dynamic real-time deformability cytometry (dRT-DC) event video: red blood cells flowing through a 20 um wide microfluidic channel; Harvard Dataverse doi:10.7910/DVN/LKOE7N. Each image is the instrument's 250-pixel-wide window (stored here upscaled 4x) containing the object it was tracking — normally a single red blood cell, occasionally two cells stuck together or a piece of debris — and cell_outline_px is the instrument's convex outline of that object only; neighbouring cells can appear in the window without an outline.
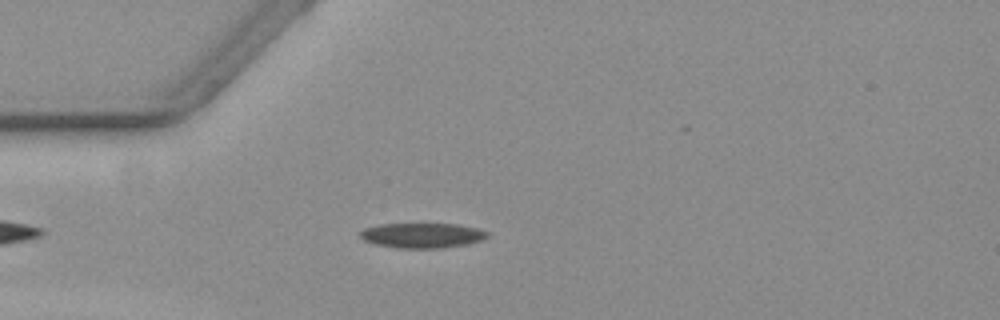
{"species": "common noctule bat (a hibernating species)", "species_latin": "Nyctalus noctula", "temperature_condition": "warm", "stored_images_in_passage": 49, "camera_frame_rate_fps": 3000, "um_per_image_px": 0.085, "animal": {"sex": "female", "body_mass_g": 19.3, "forearm_length_mm": 54.1}, "frame": {"image": 1, "passage_image": 7, "time_ms": 2.0, "image_size_px": [1000, 320], "cell_outline_px": [[488, 236], [480, 240], [464, 244], [440, 248], [396, 248], [376, 244], [364, 240], [360, 236], [360, 232], [364, 228], [380, 224], [456, 224], [476, 228], [488, 232]], "centroid_in_image_um": [35.85, 20.0], "position_along_channel_um": 49.2, "area_um2": 18.26}}
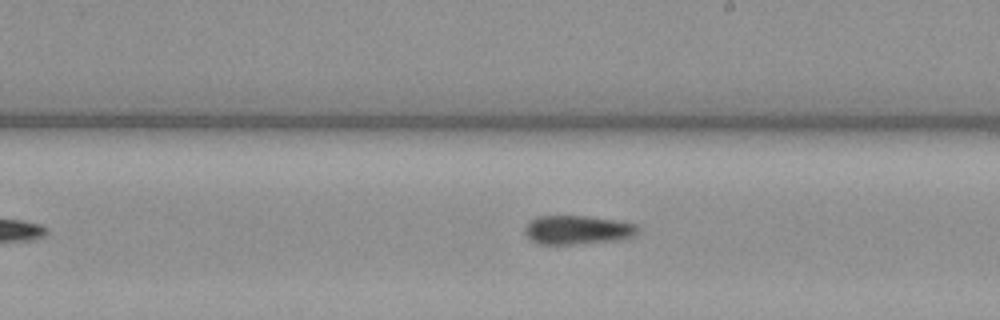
{"frame": {"image": 2, "passage_image": 24, "time_ms": 7.667, "image_size_px": [1000, 320], "cell_outline_px": [[640, 228], [636, 236], [620, 240], [576, 244], [536, 244], [524, 232], [524, 228], [536, 216], [588, 216], [624, 220], [636, 224]], "centroid_in_image_um": [49.17, 19.53], "position_along_channel_um": 239.8, "area_um2": 19.42}}
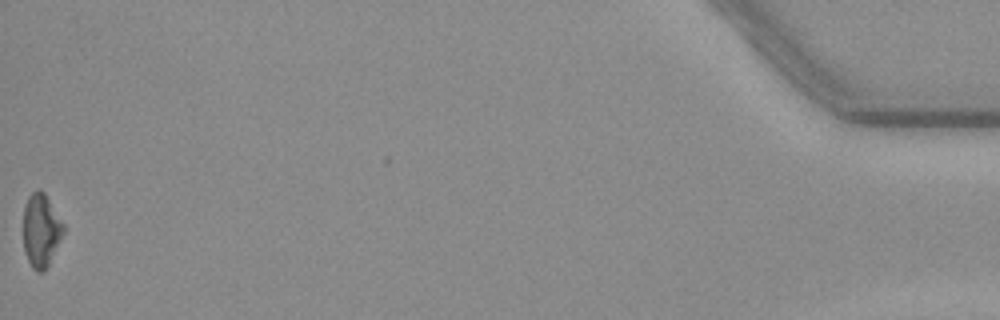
{"frame": {"image": 3, "passage_image": 49, "time_ms": 16.0, "image_size_px": [1000, 320], "cell_outline_px": [[64, 232], [44, 272], [36, 272], [32, 268], [24, 252], [24, 208], [28, 196], [36, 188], [40, 188], [44, 192], [64, 224]], "centroid_in_image_um": [3.48, 19.56], "position_along_channel_um": 431.7, "area_um2": 17.05}, "authors_computed_cell_mechanics": {"area_um2": 18.6694, "velocity_mm_per_s": 3.5761, "shape_relaxation_time_tau1_ms": null, "shape_relaxation_time_tau2_ms": 9.2118, "deformation_change_tau1": null, "deformation_change_tau2": 0.1783}}